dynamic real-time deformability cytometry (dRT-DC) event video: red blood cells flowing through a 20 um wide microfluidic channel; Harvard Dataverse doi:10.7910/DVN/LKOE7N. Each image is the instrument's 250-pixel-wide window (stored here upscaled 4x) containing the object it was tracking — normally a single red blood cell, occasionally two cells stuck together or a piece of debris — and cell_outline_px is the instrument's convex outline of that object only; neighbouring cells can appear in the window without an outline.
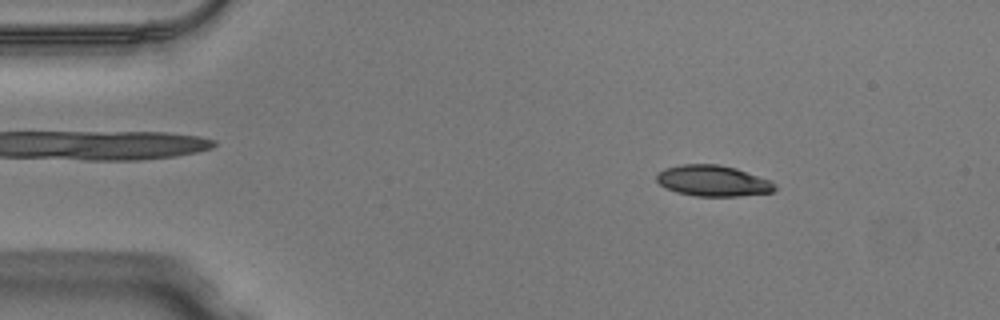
{"species": "Egyptian fruit bat (a non-hibernating species)", "species_latin": "Rousettus aegyptiacus", "temperature_condition": "warm", "stored_images_in_passage": 49, "camera_frame_rate_fps": 3000, "um_per_image_px": 0.085, "animal": {"sex": "male"}, "frame": {"image": 1, "passage_image": 7, "time_ms": 2.0, "image_size_px": [1000, 320], "cell_outline_px": [[776, 188], [772, 192], [740, 196], [696, 196], [676, 192], [664, 188], [656, 180], [656, 172], [664, 168], [680, 164], [720, 164], [736, 168], [772, 180]], "centroid_in_image_um": [60.57, 15.36], "position_along_channel_um": 24.4, "area_um2": 21.62}}
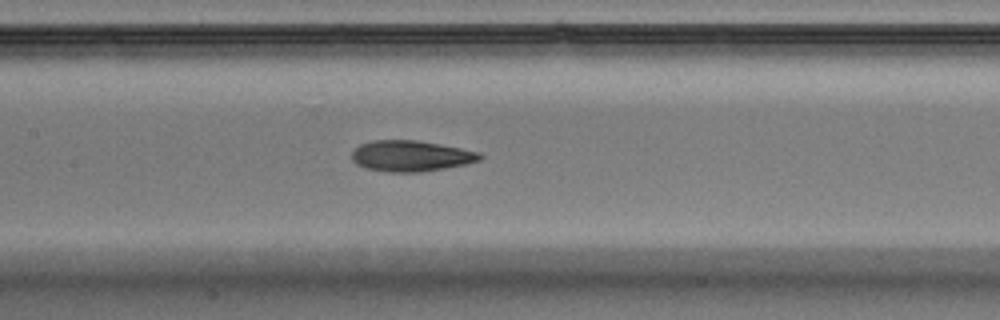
{"frame": {"image": 2, "passage_image": 23, "time_ms": 7.333, "image_size_px": [1000, 320], "cell_outline_px": [[484, 156], [480, 160], [464, 164], [444, 168], [420, 172], [388, 172], [364, 168], [356, 164], [352, 160], [352, 152], [360, 144], [372, 140], [416, 140], [440, 144], [480, 152]], "centroid_in_image_um": [34.9, 13.25], "position_along_channel_um": 172.5, "area_um2": 23.06}}
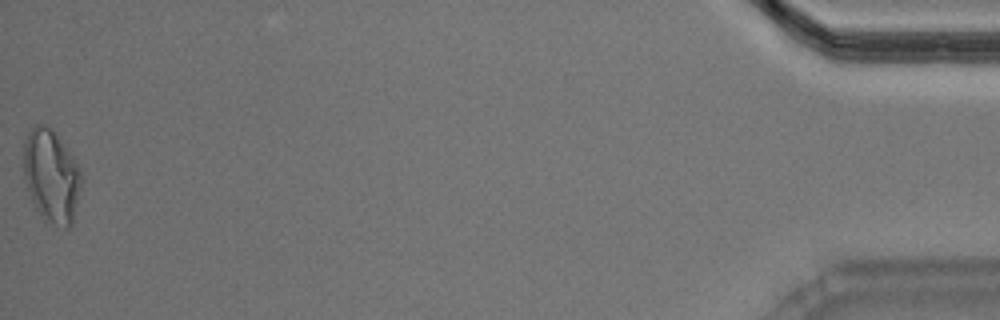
{"frame": {"image": 3, "passage_image": 49, "time_ms": 16.0, "image_size_px": [1000, 320], "cell_outline_px": [[84, 180], [72, 224], [68, 228], [64, 228], [44, 220], [36, 208], [32, 200], [24, 176], [24, 140], [28, 132], [36, 124], [48, 124], [56, 132], [80, 168], [84, 176]], "centroid_in_image_um": [4.4, 14.95], "position_along_channel_um": 430.8, "area_um2": 31.67}, "authors_computed_cell_mechanics": {"area_um2": 23.0044, "velocity_mm_per_s": 4.0963, "shape_relaxation_time_tau1_ms": 5.8753, "shape_relaxation_time_tau2_ms": 1.8535, "deformation_change_tau1": 0.1877, "deformation_change_tau2": 0.0918}}